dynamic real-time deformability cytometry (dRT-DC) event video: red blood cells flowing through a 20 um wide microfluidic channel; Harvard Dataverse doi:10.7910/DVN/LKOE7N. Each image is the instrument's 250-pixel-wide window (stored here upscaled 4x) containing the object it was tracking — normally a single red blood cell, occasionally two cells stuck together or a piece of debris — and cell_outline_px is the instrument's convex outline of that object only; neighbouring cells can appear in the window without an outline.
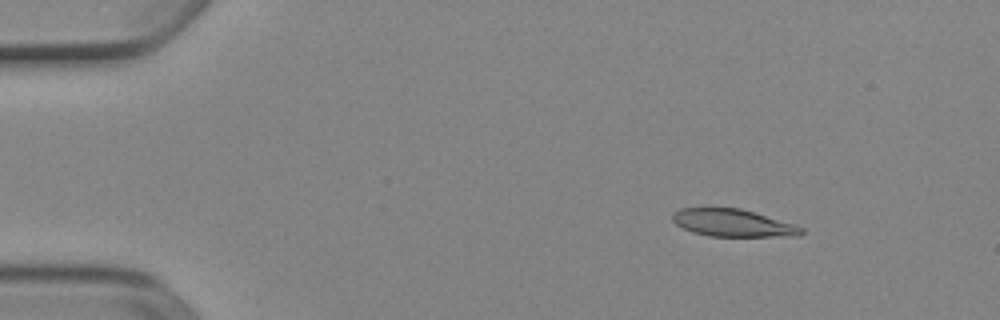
{"species": "Egyptian fruit bat (a non-hibernating species)", "species_latin": "Rousettus aegyptiacus", "temperature_condition": "cold", "stored_images_in_passage": 4, "camera_frame_rate_fps": 3000, "um_per_image_px": 0.085, "animal": {"sex": "female"}, "frame": {"image": 1, "passage_image": 2, "time_ms": 0.333, "image_size_px": [1000, 320], "cell_outline_px": [[804, 232], [800, 236], [708, 236], [692, 232], [676, 224], [672, 220], [672, 212], [680, 208], [740, 208], [792, 224], [804, 228]], "centroid_in_image_um": [62.25, 18.95], "position_along_channel_um": 22.7, "area_um2": 20.4}}